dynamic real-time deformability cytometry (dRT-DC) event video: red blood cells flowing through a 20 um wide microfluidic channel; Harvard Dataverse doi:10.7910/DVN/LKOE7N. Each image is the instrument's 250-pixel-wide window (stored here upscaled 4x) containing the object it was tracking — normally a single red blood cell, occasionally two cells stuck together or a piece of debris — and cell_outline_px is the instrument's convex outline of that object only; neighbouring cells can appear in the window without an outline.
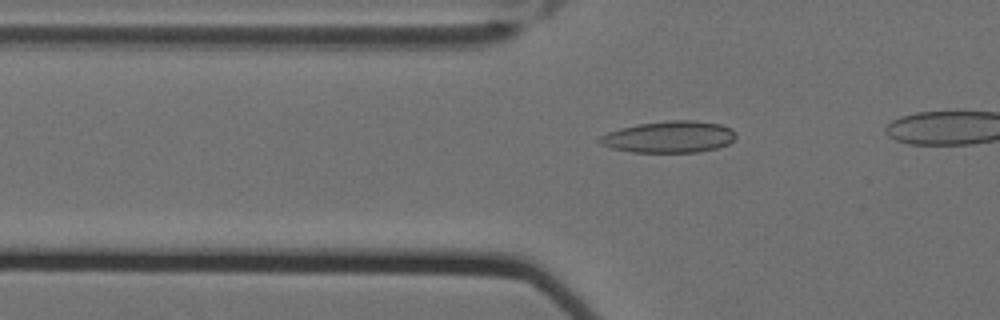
{"species": "Egyptian fruit bat (a non-hibernating species)", "species_latin": "Rousettus aegyptiacus", "temperature_condition": "cold", "stored_images_in_passage": 23, "camera_frame_rate_fps": 3000, "um_per_image_px": 0.085, "animal": {"sex": "female"}, "frame": {"image": 1, "passage_image": 9, "time_ms": 2.667, "image_size_px": [1000, 320], "cell_outline_px": [[736, 136], [728, 144], [716, 148], [696, 152], [632, 152], [612, 148], [600, 144], [596, 140], [600, 136], [608, 132], [620, 128], [636, 124], [668, 120], [696, 120], [720, 124], [732, 128], [736, 132]], "centroid_in_image_um": [56.87, 11.62], "position_along_channel_um": 68.9, "area_um2": 25.26}}
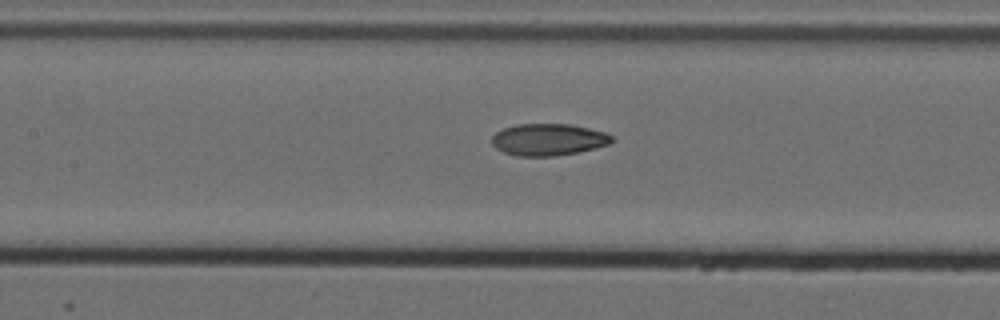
{"frame": {"image": 2, "passage_image": 17, "time_ms": 5.333, "image_size_px": [1000, 320], "cell_outline_px": [[612, 140], [608, 144], [576, 152], [556, 156], [516, 156], [504, 152], [496, 148], [492, 144], [492, 136], [496, 132], [504, 128], [516, 124], [568, 124], [588, 128], [604, 132], [612, 136]], "centroid_in_image_um": [46.56, 11.86], "position_along_channel_um": 160.8, "area_um2": 22.02}}
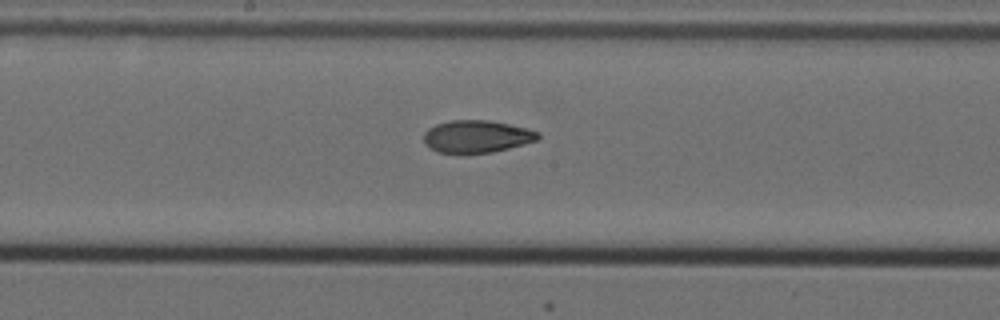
{"frame": {"image": 3, "passage_image": 21, "time_ms": 6.667, "image_size_px": [1000, 320], "cell_outline_px": [[540, 136], [536, 140], [524, 144], [492, 152], [460, 156], [436, 152], [428, 148], [424, 144], [424, 132], [428, 128], [436, 124], [452, 120], [488, 120], [508, 124], [540, 132]], "centroid_in_image_um": [40.44, 11.64], "position_along_channel_um": 207.8, "area_um2": 22.14}}